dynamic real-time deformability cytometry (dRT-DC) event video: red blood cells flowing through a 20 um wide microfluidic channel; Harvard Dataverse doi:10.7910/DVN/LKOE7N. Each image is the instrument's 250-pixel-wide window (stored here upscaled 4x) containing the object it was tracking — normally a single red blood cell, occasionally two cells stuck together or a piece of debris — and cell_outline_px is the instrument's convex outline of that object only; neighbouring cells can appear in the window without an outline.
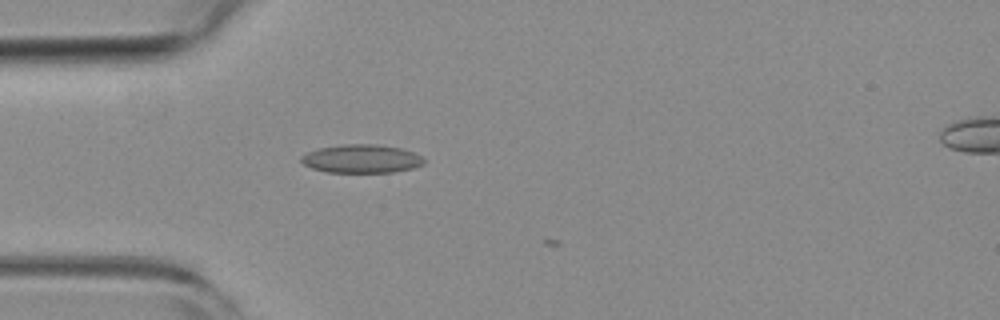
{"species": "common noctule bat (a hibernating species)", "species_latin": "Nyctalus noctula", "temperature_condition": "room temperature", "stored_images_in_passage": 6, "camera_frame_rate_fps": 3000, "um_per_image_px": 0.085, "animal": {"sex": "female", "body_mass_g": 19.3, "forearm_length_mm": 54.1}, "frame": {"image": 1, "passage_image": 5, "time_ms": 1.333, "image_size_px": [1000, 320], "cell_outline_px": [[424, 164], [412, 168], [392, 172], [328, 172], [312, 168], [304, 164], [300, 160], [300, 156], [308, 152], [320, 148], [344, 144], [376, 144], [400, 148], [412, 152], [420, 156], [424, 160]], "centroid_in_image_um": [30.71, 13.49], "position_along_channel_um": 54.3, "area_um2": 20.11}}